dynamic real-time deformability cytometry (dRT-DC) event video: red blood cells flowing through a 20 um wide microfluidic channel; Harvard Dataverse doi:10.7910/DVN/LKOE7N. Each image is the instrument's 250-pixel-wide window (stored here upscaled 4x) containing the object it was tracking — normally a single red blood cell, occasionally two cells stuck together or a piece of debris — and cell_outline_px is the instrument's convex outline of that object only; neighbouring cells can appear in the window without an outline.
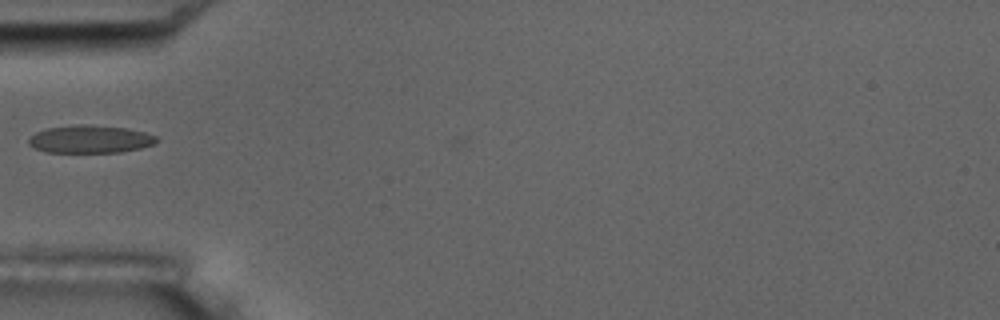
{"species": "common noctule bat (a hibernating species)", "species_latin": "Nyctalus noctula", "temperature_condition": "room temperature", "stored_images_in_passage": 4, "camera_frame_rate_fps": 3000, "um_per_image_px": 0.085, "animal": {"sex": "male", "body_mass_g": 17.5, "forearm_length_mm": 52.3}, "frame": {"image": 1, "passage_image": 3, "time_ms": 2.333, "image_size_px": [1000, 320], "cell_outline_px": [[160, 140], [156, 144], [140, 148], [120, 152], [44, 152], [28, 144], [28, 140], [36, 132], [48, 128], [76, 124], [84, 124], [128, 128], [144, 132], [156, 136]], "centroid_in_image_um": [7.7, 11.83], "position_along_channel_um": 77.3, "area_um2": 20.75}}